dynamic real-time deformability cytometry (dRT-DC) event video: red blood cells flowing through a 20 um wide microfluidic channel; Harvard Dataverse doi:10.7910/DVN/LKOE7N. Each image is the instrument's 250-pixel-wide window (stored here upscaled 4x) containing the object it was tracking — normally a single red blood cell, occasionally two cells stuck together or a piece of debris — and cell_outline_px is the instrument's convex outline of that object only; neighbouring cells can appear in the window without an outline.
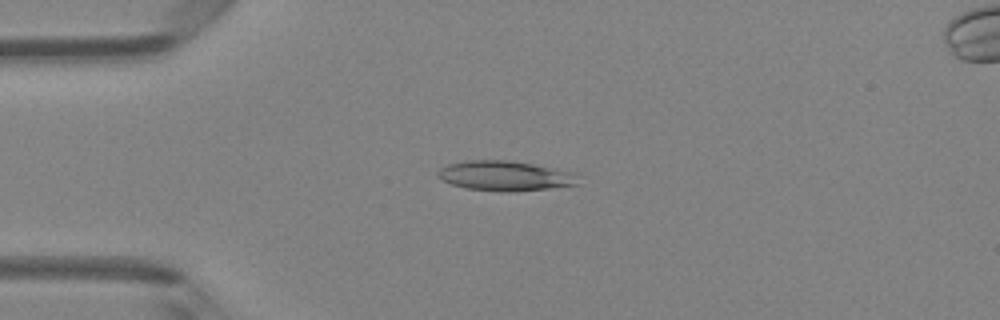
{"species": "Egyptian fruit bat (a non-hibernating species)", "species_latin": "Rousettus aegyptiacus", "temperature_condition": "room temperature", "stored_images_in_passage": 8, "camera_frame_rate_fps": 3000, "um_per_image_px": 0.085, "animal": {"sex": "female"}, "frame": {"image": 1, "passage_image": 4, "time_ms": 1.0, "image_size_px": [1000, 320], "cell_outline_px": [[580, 172], [576, 184], [548, 188], [508, 192], [504, 192], [468, 188], [452, 184], [440, 180], [436, 176], [436, 172], [440, 168], [448, 164], [464, 160], [508, 160]], "centroid_in_image_um": [42.92, 14.93], "position_along_channel_um": 42.1, "area_um2": 24.62}}
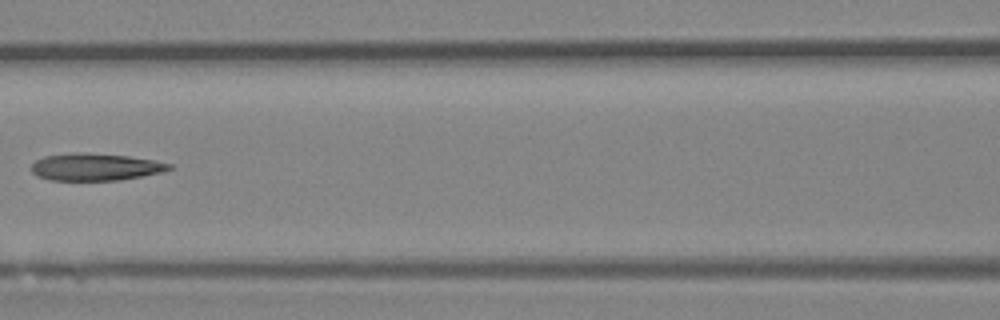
{"frame": {"image": 2, "passage_image": 7, "time_ms": 2.0, "image_size_px": [1000, 320], "cell_outline_px": [[176, 168], [164, 172], [120, 180], [52, 180], [36, 176], [32, 172], [32, 164], [36, 160], [44, 156], [76, 152], [128, 156], [156, 160], [172, 164]], "centroid_in_image_um": [8.16, 14.19], "position_along_channel_um": 158.4, "area_um2": 21.96}}
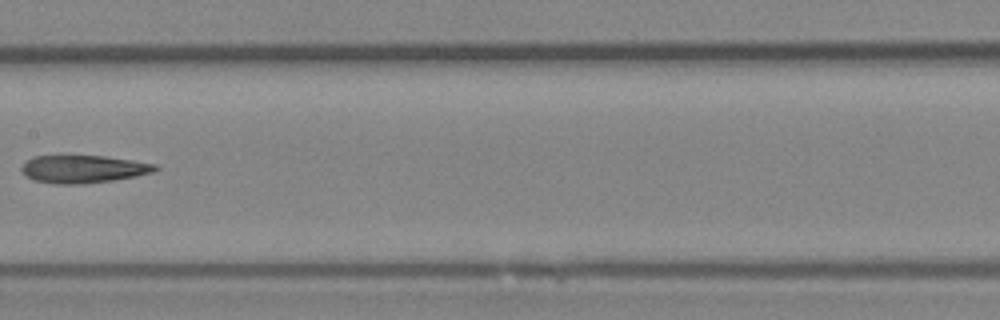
{"frame": {"image": 3, "passage_image": 8, "time_ms": 2.333, "image_size_px": [1000, 320], "cell_outline_px": [[160, 168], [152, 172], [136, 176], [116, 180], [80, 184], [52, 184], [32, 180], [24, 176], [20, 168], [32, 156], [104, 156], [132, 160], [156, 164]], "centroid_in_image_um": [7.06, 14.38], "position_along_channel_um": 200.3, "area_um2": 21.73}}